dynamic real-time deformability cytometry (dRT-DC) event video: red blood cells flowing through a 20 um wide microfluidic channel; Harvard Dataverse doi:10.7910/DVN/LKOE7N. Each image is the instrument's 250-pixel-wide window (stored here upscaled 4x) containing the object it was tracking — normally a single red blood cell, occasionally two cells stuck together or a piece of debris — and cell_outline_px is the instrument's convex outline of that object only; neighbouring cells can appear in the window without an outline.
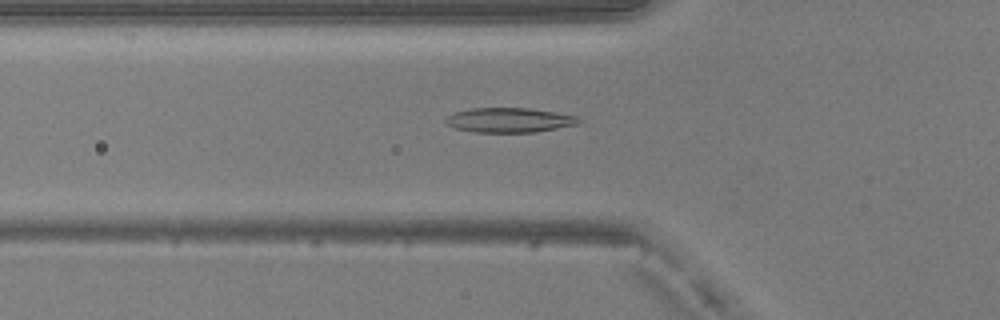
{"species": "common noctule bat (a hibernating species)", "species_latin": "Nyctalus noctula", "temperature_condition": "warm", "stored_images_in_passage": 49, "camera_frame_rate_fps": 3000, "um_per_image_px": 0.085, "animal": {"sex": "male", "body_mass_g": 20.5, "forearm_length_mm": 52.5}, "frame": {"image": 1, "passage_image": 17, "time_ms": 5.333, "image_size_px": [1000, 320], "cell_outline_px": [[580, 120], [576, 124], [536, 132], [472, 132], [456, 128], [444, 124], [444, 116], [452, 112], [472, 108], [528, 108], [576, 116]], "centroid_in_image_um": [43.16, 10.21], "position_along_channel_um": 82.6, "area_um2": 19.07}}
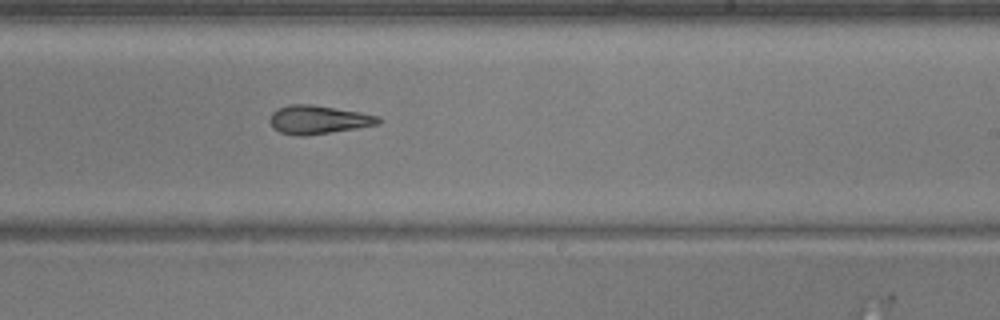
{"frame": {"image": 2, "passage_image": 30, "time_ms": 9.667, "image_size_px": [1000, 320], "cell_outline_px": [[384, 120], [380, 124], [356, 128], [304, 136], [296, 136], [280, 132], [272, 128], [268, 120], [272, 112], [288, 104], [312, 104], [360, 112], [380, 116]], "centroid_in_image_um": [27.06, 10.17], "position_along_channel_um": 261.9, "area_um2": 18.21}}
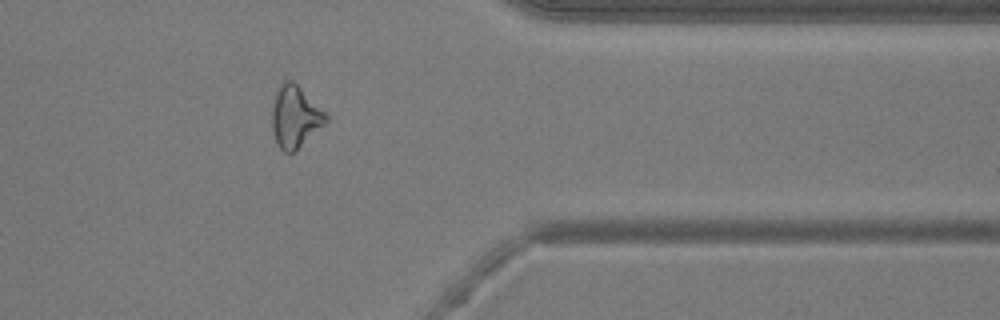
{"frame": {"image": 3, "passage_image": 40, "time_ms": 13.0, "image_size_px": [1000, 320], "cell_outline_px": [[328, 120], [324, 124], [292, 152], [284, 152], [280, 148], [272, 132], [272, 104], [276, 88], [284, 80], [292, 80], [328, 116]], "centroid_in_image_um": [25.03, 9.89], "position_along_channel_um": 386.4, "area_um2": 18.9}, "authors_computed_cell_mechanics": {"area_um2": 19.1318, "velocity_mm_per_s": 4.1229, "shape_relaxation_time_tau1_ms": null, "shape_relaxation_time_tau2_ms": 7.2646, "deformation_change_tau1": null, "deformation_change_tau2": 0.2056}}